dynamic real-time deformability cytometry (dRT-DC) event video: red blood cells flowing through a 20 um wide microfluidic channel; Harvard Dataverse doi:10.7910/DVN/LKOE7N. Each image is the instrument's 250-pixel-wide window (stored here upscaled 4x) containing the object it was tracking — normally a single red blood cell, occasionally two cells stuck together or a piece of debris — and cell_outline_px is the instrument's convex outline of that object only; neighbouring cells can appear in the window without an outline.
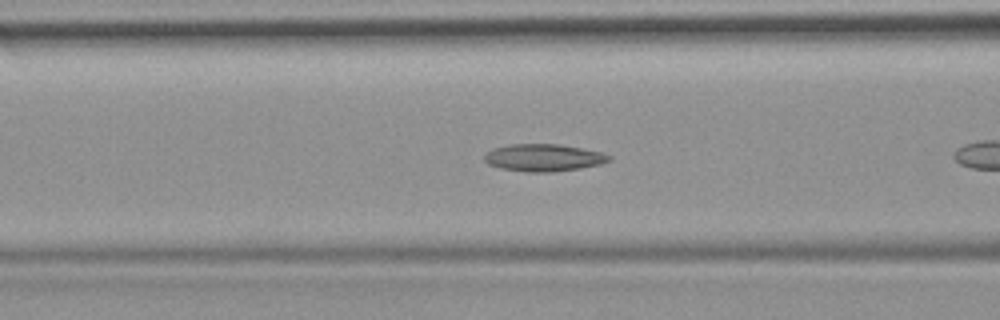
{"species": "common noctule bat (a hibernating species)", "species_latin": "Nyctalus noctula", "temperature_condition": "room temperature", "stored_images_in_passage": 8, "camera_frame_rate_fps": 3000, "um_per_image_px": 0.085, "animal": {"sex": "female", "body_mass_g": 19.9}, "frame": {"image": 1, "passage_image": 7, "time_ms": 2.0, "image_size_px": [1000, 320], "cell_outline_px": [[612, 160], [600, 164], [580, 168], [552, 172], [528, 172], [500, 168], [488, 164], [484, 160], [484, 156], [492, 148], [512, 144], [560, 144], [604, 152], [612, 156]], "centroid_in_image_um": [46.24, 13.4], "position_along_channel_um": 120.4, "area_um2": 19.94}}